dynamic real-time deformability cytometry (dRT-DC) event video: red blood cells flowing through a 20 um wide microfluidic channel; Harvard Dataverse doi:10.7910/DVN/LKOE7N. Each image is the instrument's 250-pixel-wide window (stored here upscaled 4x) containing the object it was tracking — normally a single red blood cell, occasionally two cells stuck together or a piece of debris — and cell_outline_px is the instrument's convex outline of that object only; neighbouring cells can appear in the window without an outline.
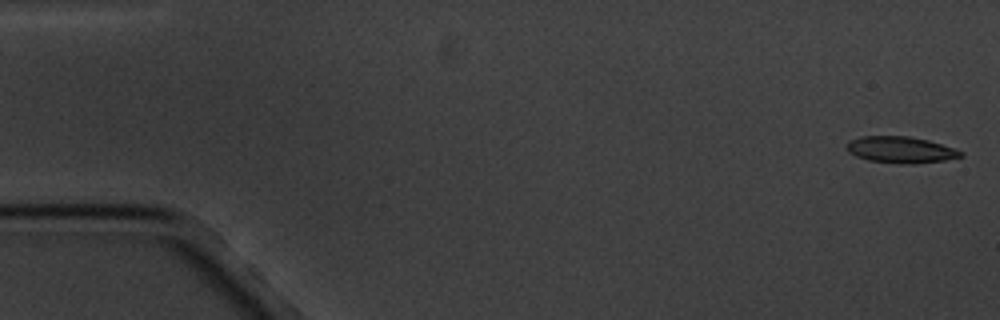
{"species": "common noctule bat (a hibernating species)", "species_latin": "Nyctalus noctula", "temperature_condition": "cold", "stored_images_in_passage": 5, "camera_frame_rate_fps": 3000, "um_per_image_px": 0.085, "animal": {"sex": "male", "body_mass_g": 20.1, "forearm_length_mm": 53.5}, "frame": {"image": 1, "passage_image": 1, "time_ms": 0.0, "image_size_px": [1000, 320], "cell_outline_px": [[964, 156], [944, 160], [916, 164], [900, 164], [868, 160], [856, 156], [848, 152], [848, 140], [860, 136], [908, 136], [928, 140], [956, 148], [964, 152]], "centroid_in_image_um": [76.59, 12.73], "position_along_channel_um": 8.4, "area_um2": 17.74}}
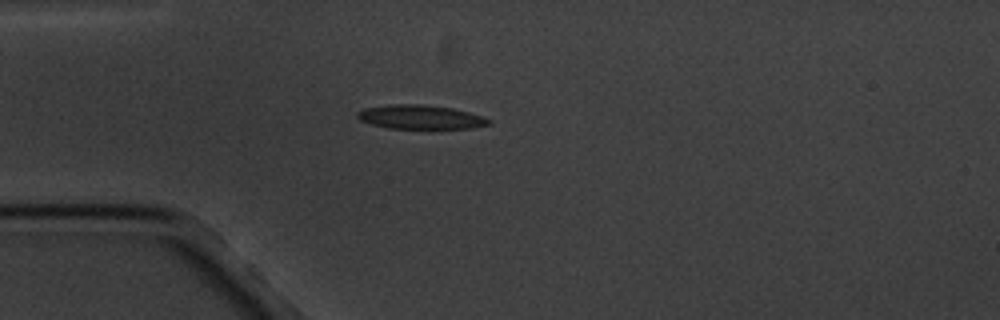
{"frame": {"image": 2, "passage_image": 5, "time_ms": 4.667, "image_size_px": [1000, 320], "cell_outline_px": [[488, 124], [472, 128], [388, 128], [372, 124], [360, 120], [356, 116], [356, 112], [364, 108], [388, 104], [420, 104], [452, 108], [468, 112], [480, 116], [488, 120]], "centroid_in_image_um": [35.64, 9.94], "position_along_channel_um": 49.4, "area_um2": 18.09}}